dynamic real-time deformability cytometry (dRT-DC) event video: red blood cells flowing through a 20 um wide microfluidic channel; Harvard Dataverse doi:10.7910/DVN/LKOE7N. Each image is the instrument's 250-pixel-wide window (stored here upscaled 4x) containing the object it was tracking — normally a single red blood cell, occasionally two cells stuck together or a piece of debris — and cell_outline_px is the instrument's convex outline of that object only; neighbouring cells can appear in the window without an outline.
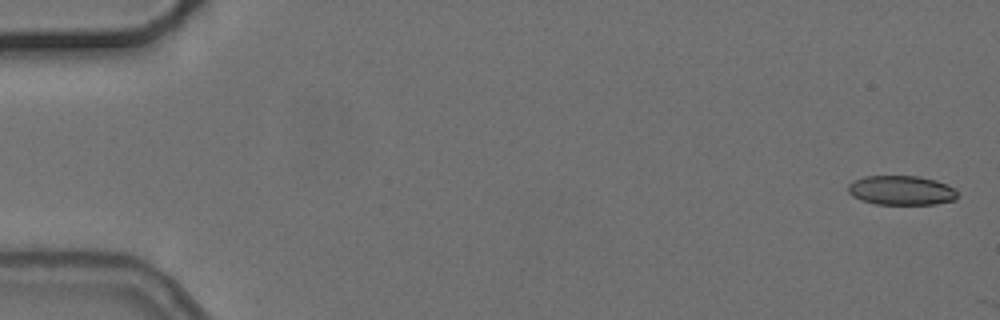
{"species": "common noctule bat (a hibernating species)", "species_latin": "Nyctalus noctula", "temperature_condition": "cold", "stored_images_in_passage": 4, "camera_frame_rate_fps": 3000, "um_per_image_px": 0.085, "animal": {"sex": "female", "body_mass_g": 24.6, "forearm_length_mm": 56.2}, "frame": {"image": 1, "passage_image": 1, "time_ms": 0.0, "image_size_px": [1000, 320], "cell_outline_px": [[956, 200], [936, 204], [876, 204], [860, 200], [852, 196], [848, 192], [848, 184], [864, 176], [920, 176], [936, 180], [952, 188], [956, 192]], "centroid_in_image_um": [76.58, 16.18], "position_along_channel_um": 8.4, "area_um2": 18.67}}
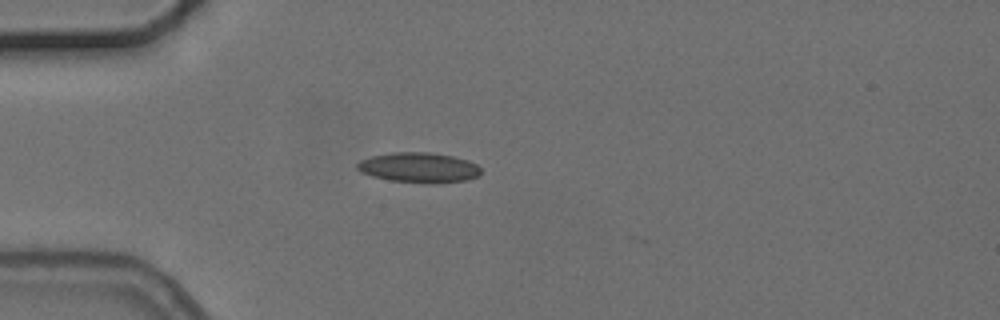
{"frame": {"image": 2, "passage_image": 4, "time_ms": 4.667, "image_size_px": [1000, 320], "cell_outline_px": [[480, 176], [468, 180], [436, 184], [424, 184], [392, 180], [372, 176], [360, 172], [356, 168], [356, 164], [360, 160], [372, 156], [392, 152], [428, 152], [452, 156], [468, 160], [476, 164], [480, 168]], "centroid_in_image_um": [35.62, 14.25], "position_along_channel_um": 49.4, "area_um2": 21.96}}